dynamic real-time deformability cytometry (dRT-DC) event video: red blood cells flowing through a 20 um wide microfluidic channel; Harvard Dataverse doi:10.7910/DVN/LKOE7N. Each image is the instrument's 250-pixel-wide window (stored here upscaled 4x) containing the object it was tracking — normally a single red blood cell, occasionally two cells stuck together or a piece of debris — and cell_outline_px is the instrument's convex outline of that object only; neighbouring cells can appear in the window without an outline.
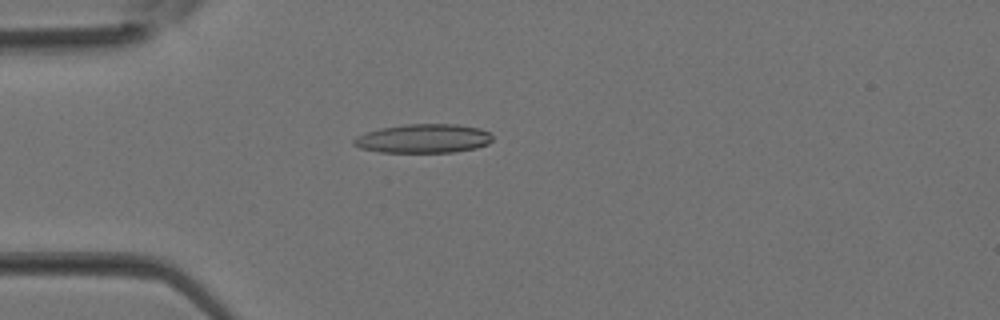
{"species": "Egyptian fruit bat (a non-hibernating species)", "species_latin": "Rousettus aegyptiacus", "temperature_condition": "room temperature", "stored_images_in_passage": 27, "camera_frame_rate_fps": 3000, "um_per_image_px": 0.085, "animal": {"sex": "female"}, "frame": {"image": 1, "passage_image": 1, "time_ms": 0.0, "image_size_px": [1000, 320], "cell_outline_px": [[492, 140], [488, 144], [476, 148], [452, 152], [380, 152], [360, 148], [352, 144], [352, 140], [356, 136], [380, 128], [408, 124], [456, 124], [480, 128], [488, 132], [492, 136]], "centroid_in_image_um": [35.99, 11.77], "position_along_channel_um": 49.0, "area_um2": 23.35}}
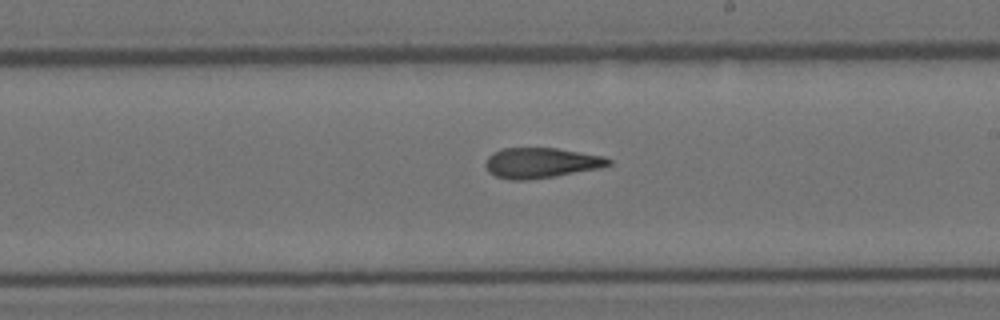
{"frame": {"image": 2, "passage_image": 12, "time_ms": 3.667, "image_size_px": [1000, 320], "cell_outline_px": [[612, 164], [600, 168], [556, 176], [528, 180], [508, 180], [496, 176], [488, 172], [484, 164], [488, 156], [492, 152], [504, 148], [556, 148], [604, 156], [612, 160]], "centroid_in_image_um": [45.97, 13.85], "position_along_channel_um": 243.0, "area_um2": 21.91}}
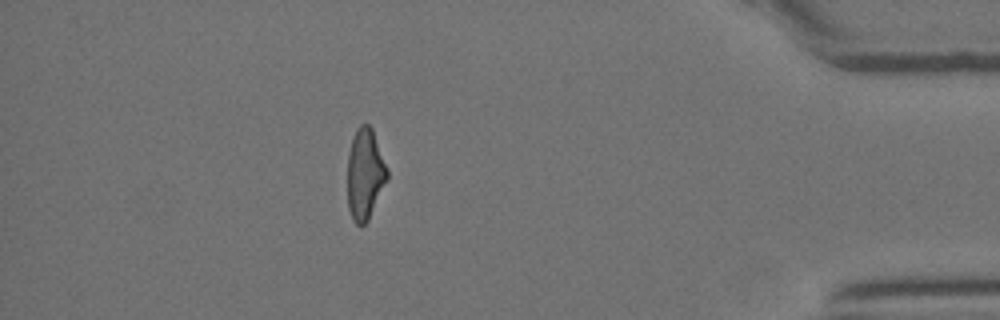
{"frame": {"image": 3, "passage_image": 23, "time_ms": 7.333, "image_size_px": [1000, 320], "cell_outline_px": [[388, 180], [368, 220], [360, 228], [352, 220], [348, 208], [348, 152], [352, 136], [356, 128], [360, 124], [368, 124], [372, 128], [388, 168]], "centroid_in_image_um": [31.03, 14.8], "position_along_channel_um": 404.2, "area_um2": 21.44}}